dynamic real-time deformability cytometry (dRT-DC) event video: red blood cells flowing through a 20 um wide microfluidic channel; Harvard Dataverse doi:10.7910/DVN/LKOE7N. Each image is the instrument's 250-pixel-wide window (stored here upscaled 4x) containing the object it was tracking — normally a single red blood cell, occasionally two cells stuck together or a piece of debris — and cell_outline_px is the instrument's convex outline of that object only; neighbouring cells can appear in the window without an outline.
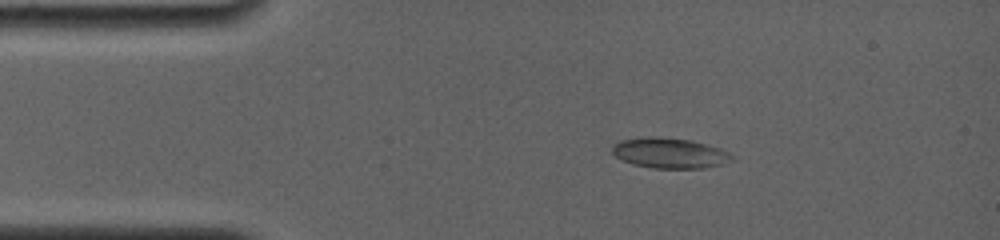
{"species": "common noctule bat (a hibernating species)", "species_latin": "Nyctalus noctula", "temperature_condition": "room temperature", "stored_images_in_passage": 6, "camera_frame_rate_fps": 4000, "um_per_image_px": 0.085, "animal": {"sex": "female", "body_mass_g": 19.0, "forearm_length_mm": 56.7}, "frame": {"image": 1, "passage_image": 3, "time_ms": 2.0, "image_size_px": [1000, 240], "cell_outline_px": [[736, 160], [724, 164], [704, 168], [652, 168], [632, 164], [616, 156], [612, 152], [612, 144], [620, 140], [648, 136], [692, 140], [720, 148], [736, 156]], "centroid_in_image_um": [56.97, 13.01], "position_along_channel_um": 28.0, "area_um2": 21.39}}
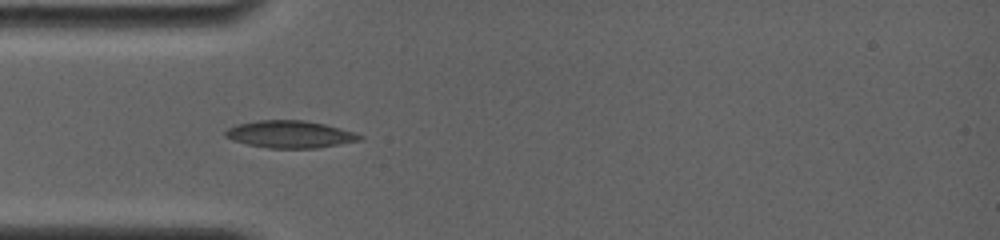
{"frame": {"image": 2, "passage_image": 5, "time_ms": 4.0, "image_size_px": [1000, 240], "cell_outline_px": [[364, 136], [360, 140], [340, 144], [316, 148], [268, 148], [248, 144], [232, 140], [224, 136], [224, 132], [228, 128], [236, 124], [260, 120], [304, 120], [324, 124], [340, 128]], "centroid_in_image_um": [24.62, 11.41], "position_along_channel_um": 60.4, "area_um2": 21.21}}
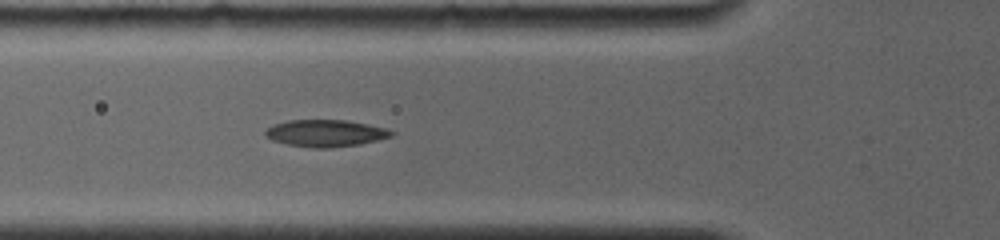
{"frame": {"image": 3, "passage_image": 6, "time_ms": 5.0, "image_size_px": [1000, 240], "cell_outline_px": [[396, 132], [392, 136], [360, 144], [328, 148], [312, 148], [288, 144], [272, 140], [264, 136], [264, 132], [268, 128], [276, 124], [288, 120], [344, 120], [368, 124], [384, 128]], "centroid_in_image_um": [27.66, 11.32], "position_along_channel_um": 98.1, "area_um2": 19.65}}